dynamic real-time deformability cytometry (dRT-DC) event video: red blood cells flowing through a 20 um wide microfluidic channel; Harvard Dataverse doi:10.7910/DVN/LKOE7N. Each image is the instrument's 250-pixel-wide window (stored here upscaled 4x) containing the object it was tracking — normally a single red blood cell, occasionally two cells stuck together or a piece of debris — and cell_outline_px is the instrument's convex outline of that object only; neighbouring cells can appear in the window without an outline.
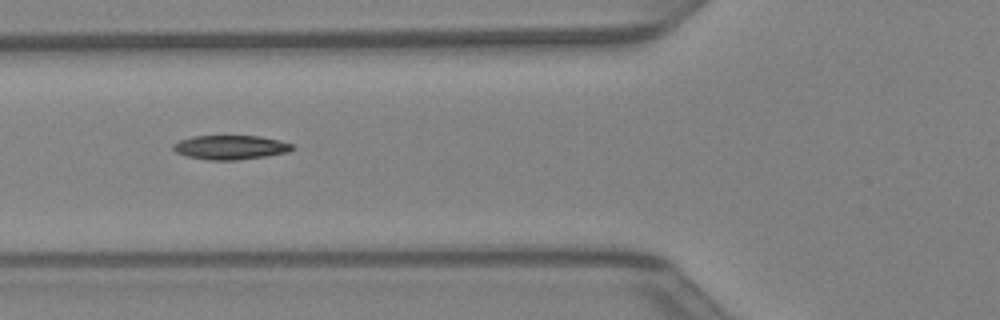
{"species": "Egyptian fruit bat (a non-hibernating species)", "species_latin": "Rousettus aegyptiacus", "temperature_condition": "warm", "stored_images_in_passage": 11, "camera_frame_rate_fps": 3000, "um_per_image_px": 0.085, "animal": {"sex": "female"}, "frame": {"image": 1, "passage_image": 4, "time_ms": 1.0, "image_size_px": [1000, 320], "cell_outline_px": [[296, 148], [288, 152], [268, 156], [236, 160], [208, 160], [188, 156], [176, 152], [172, 148], [172, 144], [180, 140], [192, 136], [260, 136], [280, 140], [292, 144]], "centroid_in_image_um": [19.61, 12.52], "position_along_channel_um": 106.2, "area_um2": 16.88}}
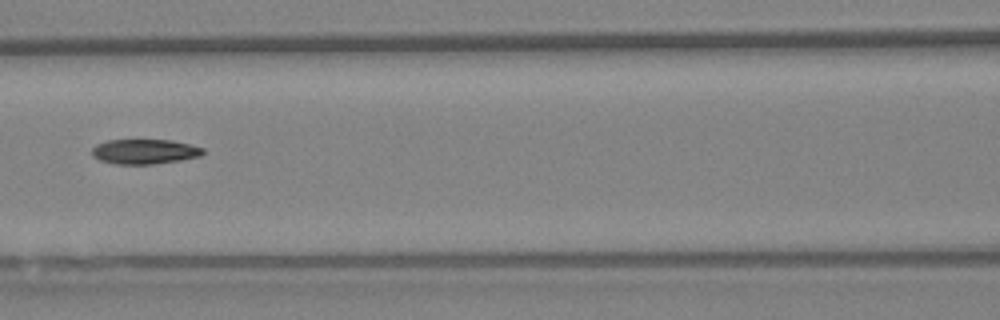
{"frame": {"image": 2, "passage_image": 7, "time_ms": 2.0, "image_size_px": [1000, 320], "cell_outline_px": [[204, 152], [200, 156], [180, 160], [152, 164], [116, 164], [100, 160], [92, 156], [92, 148], [96, 144], [108, 140], [172, 140], [204, 148]], "centroid_in_image_um": [12.27, 12.88], "position_along_channel_um": 154.3, "area_um2": 16.01}}